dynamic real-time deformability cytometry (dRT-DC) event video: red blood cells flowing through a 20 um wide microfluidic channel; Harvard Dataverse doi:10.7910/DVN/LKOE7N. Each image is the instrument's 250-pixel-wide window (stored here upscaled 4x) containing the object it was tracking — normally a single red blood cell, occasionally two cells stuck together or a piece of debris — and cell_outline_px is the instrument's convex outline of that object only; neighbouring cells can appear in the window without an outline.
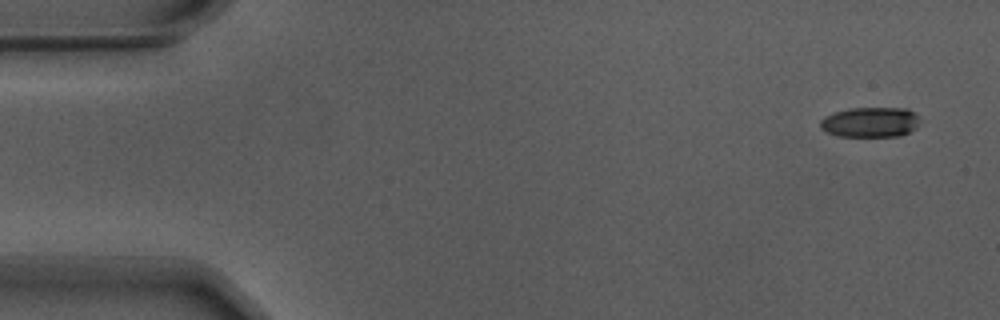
{"species": "Egyptian fruit bat (a non-hibernating species)", "species_latin": "Rousettus aegyptiacus", "temperature_condition": "warm", "stored_images_in_passage": 54, "camera_frame_rate_fps": 3000, "um_per_image_px": 0.085, "animal": {"sex": "male"}, "frame": {"image": 1, "passage_image": 1, "time_ms": 0.0, "image_size_px": [1000, 320], "cell_outline_px": [[916, 128], [900, 136], [840, 136], [824, 132], [820, 128], [820, 120], [824, 116], [836, 112], [852, 108], [908, 108], [916, 116]], "centroid_in_image_um": [73.91, 10.39], "position_along_channel_um": 11.1, "area_um2": 17.28}}
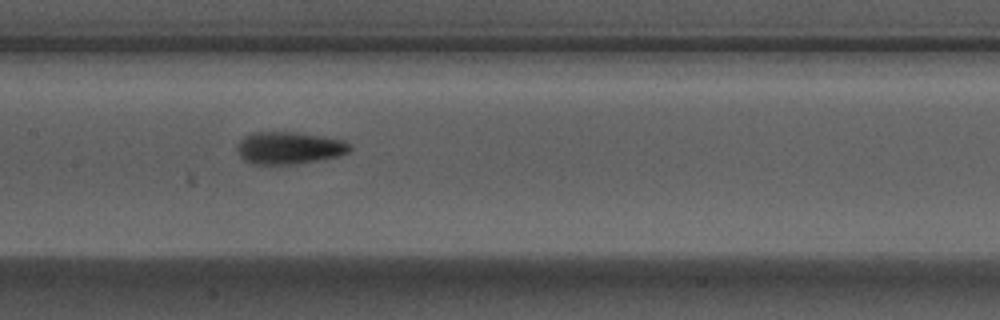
{"frame": {"image": 2, "passage_image": 25, "time_ms": 8.0, "image_size_px": [1000, 320], "cell_outline_px": [[352, 148], [348, 152], [340, 156], [292, 164], [252, 164], [244, 160], [240, 156], [236, 148], [236, 144], [244, 136], [252, 132], [296, 132], [340, 140], [352, 144]], "centroid_in_image_um": [24.53, 12.57], "position_along_channel_um": 182.9, "area_um2": 21.1}}
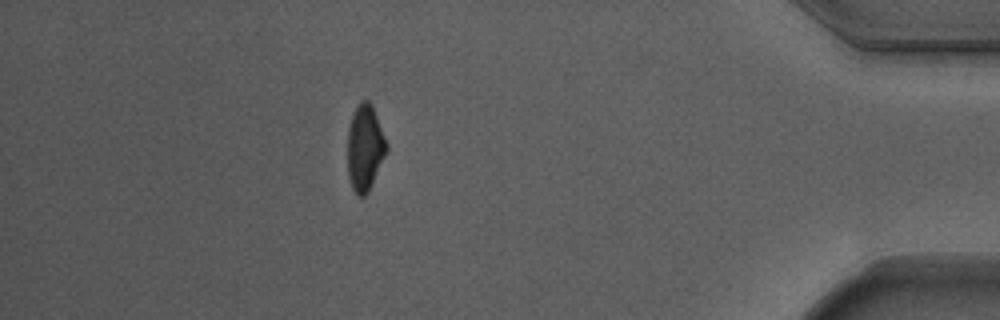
{"frame": {"image": 3, "passage_image": 47, "time_ms": 15.333, "image_size_px": [1000, 320], "cell_outline_px": [[388, 148], [368, 192], [364, 196], [356, 196], [352, 188], [348, 176], [348, 128], [352, 116], [360, 100], [368, 100], [372, 104], [388, 144]], "centroid_in_image_um": [31.01, 12.55], "position_along_channel_um": 404.2, "area_um2": 19.48}, "authors_computed_cell_mechanics": {"area_um2": 19.7387, "velocity_mm_per_s": 3.7157, "shape_relaxation_time_tau1_ms": 3.3201, "shape_relaxation_time_tau2_ms": 1.3917, "deformation_change_tau1": 0.145, "deformation_change_tau2": 0.0738}}